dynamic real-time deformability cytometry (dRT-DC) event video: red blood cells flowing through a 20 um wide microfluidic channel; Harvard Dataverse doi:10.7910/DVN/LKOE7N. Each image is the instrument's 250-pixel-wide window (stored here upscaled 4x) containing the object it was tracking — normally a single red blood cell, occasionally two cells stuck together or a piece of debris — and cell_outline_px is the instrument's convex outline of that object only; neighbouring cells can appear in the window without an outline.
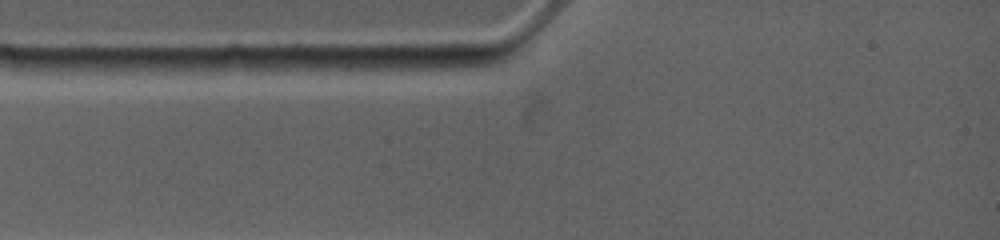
{"species": "common noctule bat (a hibernating species)", "species_latin": "Nyctalus noctula", "temperature_condition": "warm", "stored_images_in_passage": 1, "camera_frame_rate_fps": 4500, "um_per_image_px": 0.085, "animal": {"sex": "female", "body_mass_g": 19.0, "forearm_length_mm": 53.3}, "frame": {"image": 1, "passage_image": 1, "time_ms": 0.0, "image_size_px": [1000, 240], "cell_outline_px": [[504, 60], [488, 64], [452, 72], [400, 72], [364, 68], [372, 56], [488, 56]], "centroid_in_image_um": [36.38, 5.38], "position_along_channel_um": 48.6, "area_um2": 12.89}}